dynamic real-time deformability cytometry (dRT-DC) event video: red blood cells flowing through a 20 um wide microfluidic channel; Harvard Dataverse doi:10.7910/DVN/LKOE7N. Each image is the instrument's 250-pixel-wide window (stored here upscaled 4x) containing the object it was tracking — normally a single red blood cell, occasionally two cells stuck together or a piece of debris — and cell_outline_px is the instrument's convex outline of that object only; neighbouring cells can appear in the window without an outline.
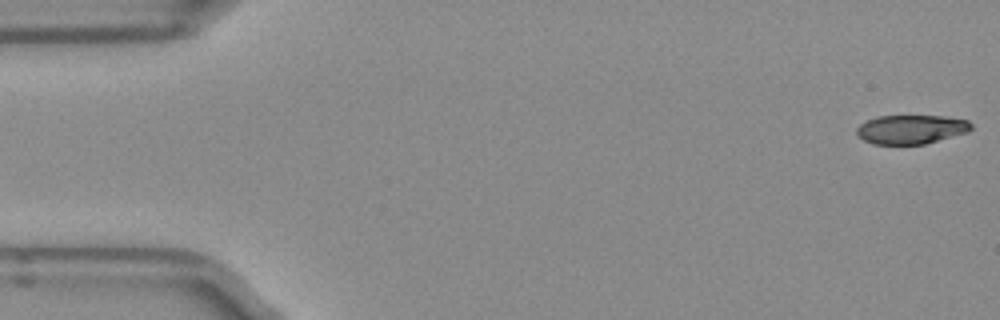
{"species": "Egyptian fruit bat (a non-hibernating species)", "species_latin": "Rousettus aegyptiacus", "temperature_condition": "room temperature", "stored_images_in_passage": 15, "camera_frame_rate_fps": 3000, "um_per_image_px": 0.085, "frame": {"image": 1, "passage_image": 1, "time_ms": 0.0, "image_size_px": [1000, 320], "cell_outline_px": [[972, 128], [968, 132], [924, 144], [872, 144], [856, 136], [856, 128], [860, 124], [868, 120], [880, 116], [944, 116], [968, 120], [972, 124]], "centroid_in_image_um": [77.44, 11.0], "position_along_channel_um": 7.6, "area_um2": 19.36}}
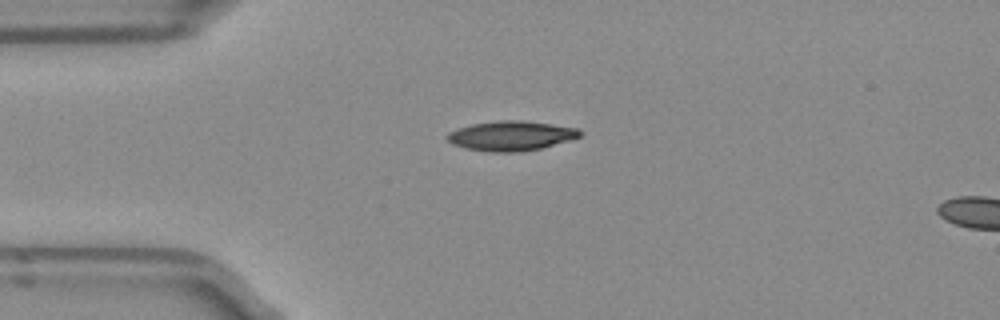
{"frame": {"image": 2, "passage_image": 12, "time_ms": 3.667, "image_size_px": [1000, 320], "cell_outline_px": [[584, 132], [580, 136], [572, 140], [540, 148], [516, 152], [492, 152], [468, 148], [452, 144], [448, 140], [448, 132], [472, 124], [500, 120], [520, 120], [580, 128]], "centroid_in_image_um": [43.5, 11.54], "position_along_channel_um": 41.5, "area_um2": 22.77}}